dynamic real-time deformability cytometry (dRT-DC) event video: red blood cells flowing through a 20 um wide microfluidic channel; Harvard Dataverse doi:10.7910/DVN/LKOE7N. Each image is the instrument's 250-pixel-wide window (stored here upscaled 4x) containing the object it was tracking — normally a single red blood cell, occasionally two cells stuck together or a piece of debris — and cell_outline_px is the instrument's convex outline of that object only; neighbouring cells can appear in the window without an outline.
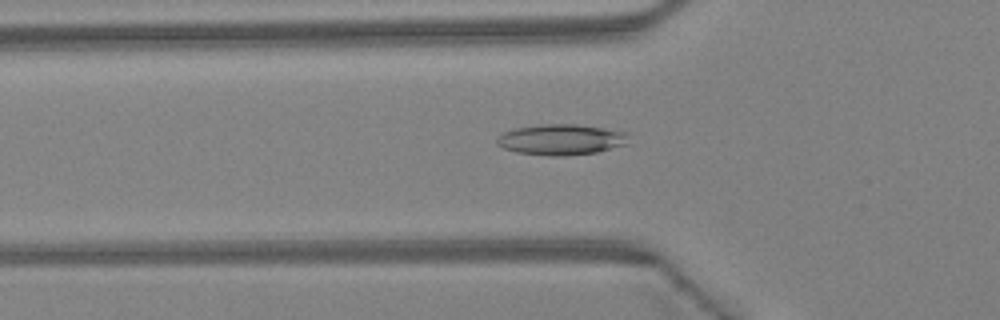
{"species": "Egyptian fruit bat (a non-hibernating species)", "species_latin": "Rousettus aegyptiacus", "temperature_condition": "warm", "stored_images_in_passage": 31, "camera_frame_rate_fps": 3000, "um_per_image_px": 0.085, "animal": {"sex": "female"}, "frame": {"image": 1, "passage_image": 2, "time_ms": 0.333, "image_size_px": [1000, 320], "cell_outline_px": [[628, 144], [596, 152], [568, 156], [548, 156], [516, 152], [504, 148], [496, 144], [496, 140], [504, 132], [516, 128], [544, 124], [576, 124], [604, 128], [628, 132]], "centroid_in_image_um": [47.72, 11.87], "position_along_channel_um": 78.1, "area_um2": 23.64}}
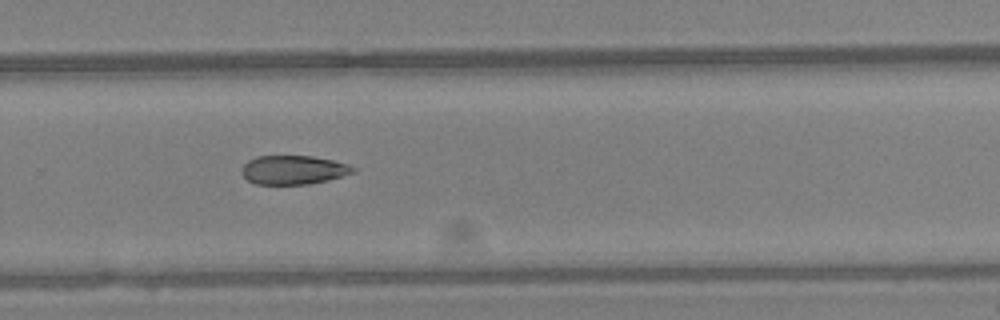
{"frame": {"image": 2, "passage_image": 17, "time_ms": 5.333, "image_size_px": [1000, 320], "cell_outline_px": [[356, 172], [328, 180], [308, 184], [256, 184], [248, 180], [240, 172], [244, 164], [248, 160], [256, 156], [312, 156], [332, 160], [348, 164], [356, 168]], "centroid_in_image_um": [24.94, 14.44], "position_along_channel_um": 304.9, "area_um2": 18.79}}
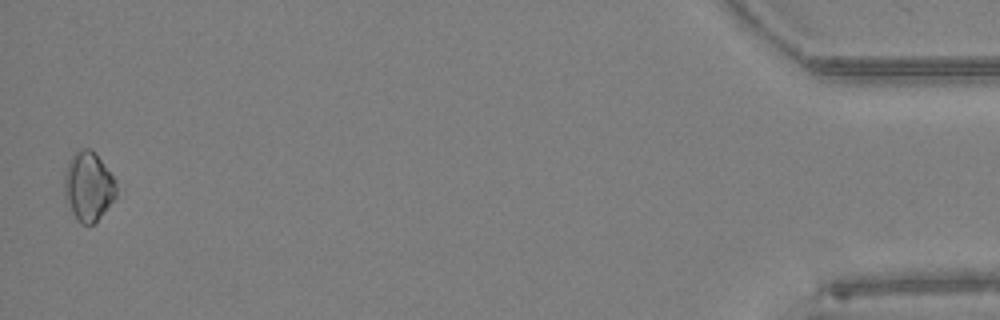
{"frame": {"image": 3, "passage_image": 31, "time_ms": 10.0, "image_size_px": [1000, 320], "cell_outline_px": [[116, 196], [100, 216], [92, 224], [80, 224], [76, 220], [64, 200], [64, 176], [68, 160], [80, 148], [88, 148], [100, 160], [116, 180]], "centroid_in_image_um": [7.47, 15.86], "position_along_channel_um": 427.7, "area_um2": 20.81}}